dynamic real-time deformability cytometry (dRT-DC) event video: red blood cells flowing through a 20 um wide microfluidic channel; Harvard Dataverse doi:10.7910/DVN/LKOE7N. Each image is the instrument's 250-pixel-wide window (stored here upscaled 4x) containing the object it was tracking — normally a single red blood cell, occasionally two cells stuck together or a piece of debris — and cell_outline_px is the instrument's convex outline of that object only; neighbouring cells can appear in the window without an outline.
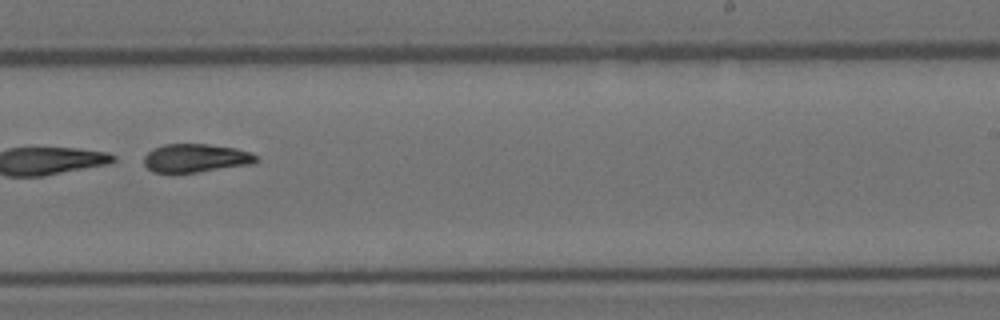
{"species": "Egyptian fruit bat (a non-hibernating species)", "species_latin": "Rousettus aegyptiacus", "temperature_condition": "room temperature", "stored_images_in_passage": 12, "camera_frame_rate_fps": 3000, "um_per_image_px": 0.085, "animal": {"sex": "female"}, "frame": {"image": 1, "passage_image": 7, "time_ms": 2.0, "image_size_px": [1000, 320], "cell_outline_px": [[260, 160], [256, 164], [196, 172], [152, 172], [144, 164], [144, 156], [152, 148], [164, 144], [208, 144], [236, 148], [248, 152], [256, 156]], "centroid_in_image_um": [16.66, 13.43], "position_along_channel_um": 272.3, "area_um2": 18.67}}
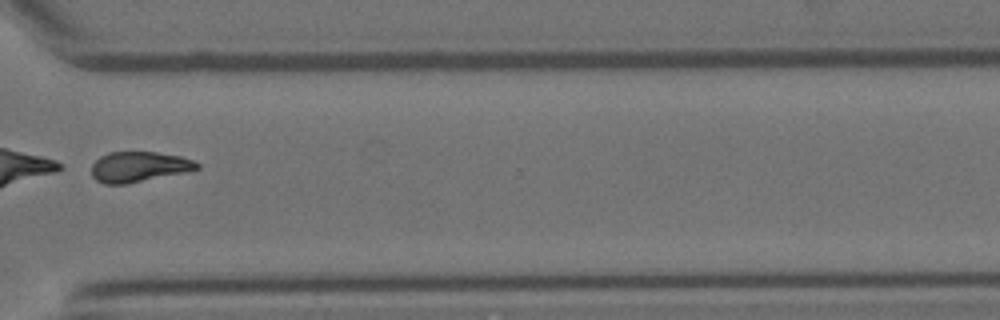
{"frame": {"image": 2, "passage_image": 9, "time_ms": 2.667, "image_size_px": [1000, 320], "cell_outline_px": [[200, 168], [184, 172], [124, 184], [104, 184], [96, 180], [92, 176], [92, 164], [100, 156], [108, 152], [156, 152], [180, 156], [192, 160], [200, 164]], "centroid_in_image_um": [11.77, 14.17], "position_along_channel_um": 358.8, "area_um2": 18.44}}